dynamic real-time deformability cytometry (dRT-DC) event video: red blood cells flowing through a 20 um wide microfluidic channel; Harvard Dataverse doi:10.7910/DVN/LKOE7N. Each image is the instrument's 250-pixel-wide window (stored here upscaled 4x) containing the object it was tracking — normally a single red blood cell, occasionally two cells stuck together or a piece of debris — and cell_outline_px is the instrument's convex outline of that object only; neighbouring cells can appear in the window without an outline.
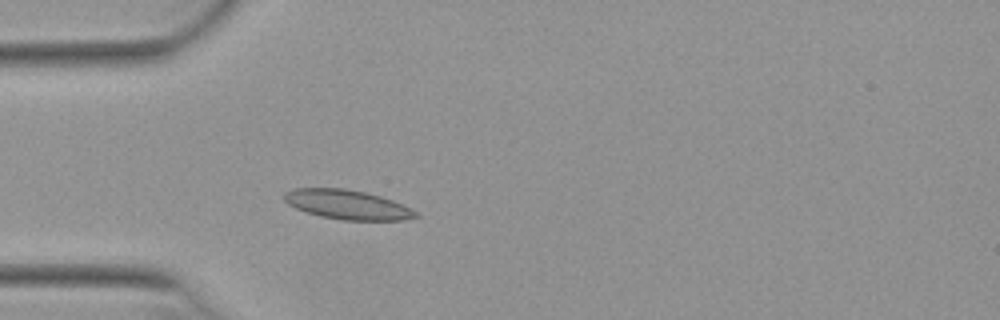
{"species": "Egyptian fruit bat (a non-hibernating species)", "species_latin": "Rousettus aegyptiacus", "temperature_condition": "warm", "stored_images_in_passage": 47, "camera_frame_rate_fps": 3000, "um_per_image_px": 0.085, "animal": {"sex": "female"}, "frame": {"image": 1, "passage_image": 13, "time_ms": 4.0, "image_size_px": [1000, 320], "cell_outline_px": [[420, 216], [404, 220], [340, 220], [320, 216], [296, 208], [288, 204], [284, 200], [284, 192], [296, 188], [344, 188], [364, 192], [380, 196], [392, 200], [416, 212]], "centroid_in_image_um": [29.5, 17.39], "position_along_channel_um": 55.5, "area_um2": 22.31}}
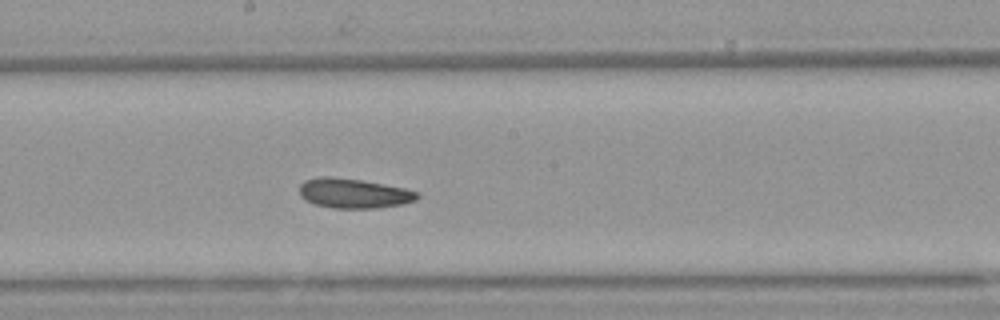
{"frame": {"image": 2, "passage_image": 26, "time_ms": 8.333, "image_size_px": [1000, 320], "cell_outline_px": [[420, 196], [416, 200], [400, 204], [376, 208], [332, 208], [316, 204], [304, 200], [300, 196], [300, 184], [304, 180], [320, 176], [332, 176], [360, 180], [404, 188], [420, 192]], "centroid_in_image_um": [30.04, 16.43], "position_along_channel_um": 218.2, "area_um2": 20.4}}
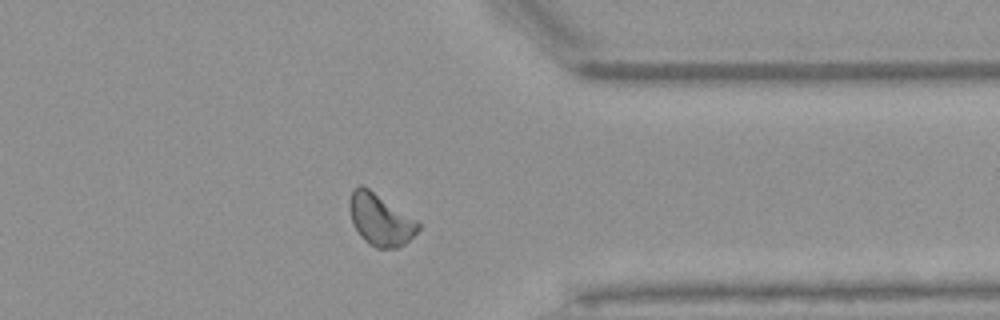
{"frame": {"image": 3, "passage_image": 39, "time_ms": 12.667, "image_size_px": [1000, 320], "cell_outline_px": [[420, 228], [404, 244], [396, 248], [376, 248], [368, 244], [360, 236], [352, 220], [348, 208], [348, 204], [352, 188], [360, 184], [368, 188], [416, 220], [420, 224]], "centroid_in_image_um": [32.28, 18.67], "position_along_channel_um": 379.1, "area_um2": 20.46}}